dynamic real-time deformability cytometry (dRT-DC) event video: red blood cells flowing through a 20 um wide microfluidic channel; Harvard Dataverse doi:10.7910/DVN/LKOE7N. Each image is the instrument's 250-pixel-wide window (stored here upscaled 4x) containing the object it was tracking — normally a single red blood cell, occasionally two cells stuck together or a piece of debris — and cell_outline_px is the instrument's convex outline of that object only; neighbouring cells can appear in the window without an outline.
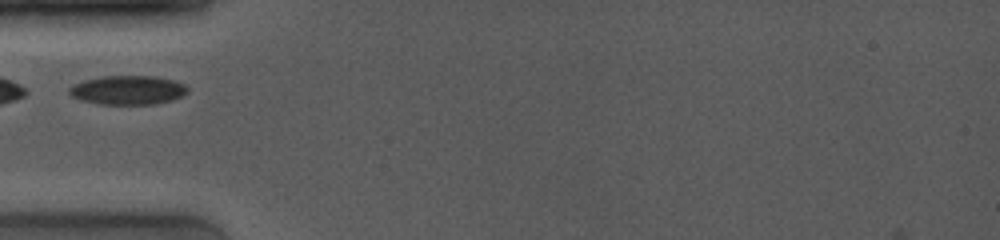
{"species": "common noctule bat (a hibernating species)", "species_latin": "Nyctalus noctula", "temperature_condition": "room temperature", "stored_images_in_passage": 6, "camera_frame_rate_fps": 4000, "um_per_image_px": 0.085, "animal": {"sex": "female", "body_mass_g": 19.0, "forearm_length_mm": 53.3}, "frame": {"image": 1, "passage_image": 1, "time_ms": 0.0, "image_size_px": [1000, 240], "cell_outline_px": [[188, 92], [172, 100], [156, 104], [96, 104], [80, 100], [72, 96], [68, 92], [68, 88], [72, 84], [84, 80], [100, 76], [152, 76], [172, 80], [184, 84], [188, 88]], "centroid_in_image_um": [10.82, 7.66], "position_along_channel_um": 74.2, "area_um2": 20.11}}